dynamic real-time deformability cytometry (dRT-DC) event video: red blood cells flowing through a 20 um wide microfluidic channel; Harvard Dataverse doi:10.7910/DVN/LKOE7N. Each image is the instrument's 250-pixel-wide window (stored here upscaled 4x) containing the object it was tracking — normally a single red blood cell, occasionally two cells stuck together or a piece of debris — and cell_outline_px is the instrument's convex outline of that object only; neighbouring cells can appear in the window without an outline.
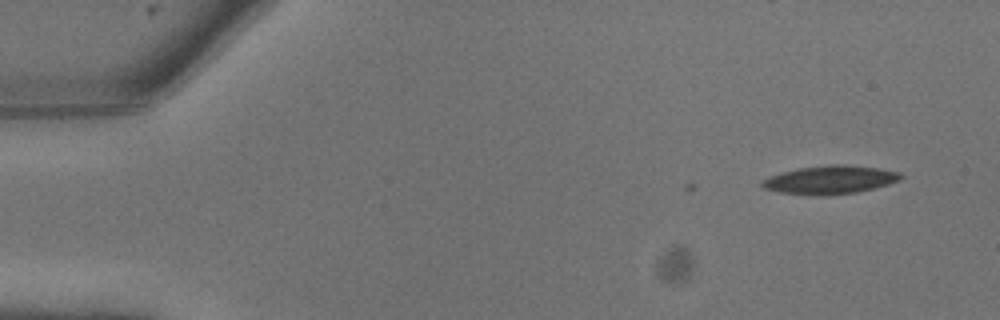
{"species": "common noctule bat (a hibernating species)", "species_latin": "Nyctalus noctula", "temperature_condition": "warm", "stored_images_in_passage": 4, "camera_frame_rate_fps": 3000, "um_per_image_px": 0.085, "animal": {"sex": "male", "body_mass_g": 13.3}, "frame": {"image": 1, "passage_image": 4, "time_ms": 1.0, "image_size_px": [1000, 320], "cell_outline_px": [[904, 176], [900, 180], [888, 184], [856, 192], [780, 192], [764, 188], [760, 184], [764, 180], [780, 172], [800, 168], [828, 164], [844, 164], [880, 168], [900, 172]], "centroid_in_image_um": [70.64, 15.21], "position_along_channel_um": 14.4, "area_um2": 21.68}}